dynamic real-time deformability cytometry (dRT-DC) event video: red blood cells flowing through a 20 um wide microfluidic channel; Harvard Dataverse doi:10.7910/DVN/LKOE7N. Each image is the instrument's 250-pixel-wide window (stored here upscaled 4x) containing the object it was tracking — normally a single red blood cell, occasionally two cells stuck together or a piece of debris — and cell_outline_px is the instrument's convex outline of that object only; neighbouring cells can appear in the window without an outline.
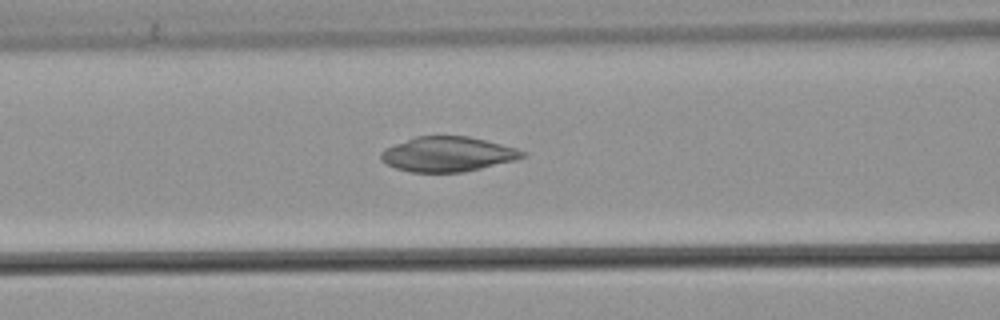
{"species": "common noctule bat (a hibernating species)", "species_latin": "Nyctalus noctula", "temperature_condition": "warm", "stored_images_in_passage": 20, "camera_frame_rate_fps": 3000, "um_per_image_px": 0.085, "animal": {"sex": "male", "body_mass_g": 21.5, "forearm_length_mm": 52.0}, "frame": {"image": 1, "passage_image": 15, "time_ms": 4.667, "image_size_px": [1000, 320], "cell_outline_px": [[524, 156], [512, 160], [464, 172], [412, 172], [396, 168], [380, 160], [380, 152], [384, 148], [416, 136], [468, 136], [516, 148], [524, 152]], "centroid_in_image_um": [37.98, 13.1], "position_along_channel_um": 128.6, "area_um2": 28.32}}